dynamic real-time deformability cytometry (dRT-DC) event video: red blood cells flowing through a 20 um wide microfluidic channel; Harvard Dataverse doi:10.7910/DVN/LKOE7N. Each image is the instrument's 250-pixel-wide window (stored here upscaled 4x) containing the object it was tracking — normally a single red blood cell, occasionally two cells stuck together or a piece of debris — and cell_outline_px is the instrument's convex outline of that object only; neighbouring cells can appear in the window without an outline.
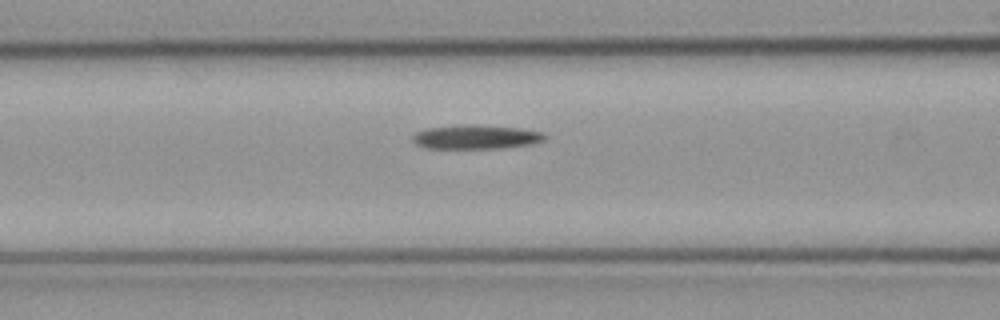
{"species": "common noctule bat (a hibernating species)", "species_latin": "Nyctalus noctula", "temperature_condition": "cold", "stored_images_in_passage": 40, "camera_frame_rate_fps": 3000, "um_per_image_px": 0.085, "animal": {"sex": "male", "body_mass_g": 23.1, "forearm_length_mm": 52.7}, "frame": {"image": 1, "passage_image": 18, "time_ms": 5.667, "image_size_px": [1000, 320], "cell_outline_px": [[548, 136], [544, 140], [532, 144], [504, 148], [428, 148], [416, 144], [412, 140], [412, 136], [416, 132], [424, 128], [468, 124], [520, 128], [544, 132]], "centroid_in_image_um": [40.48, 11.64], "position_along_channel_um": 126.1, "area_um2": 18.67}}
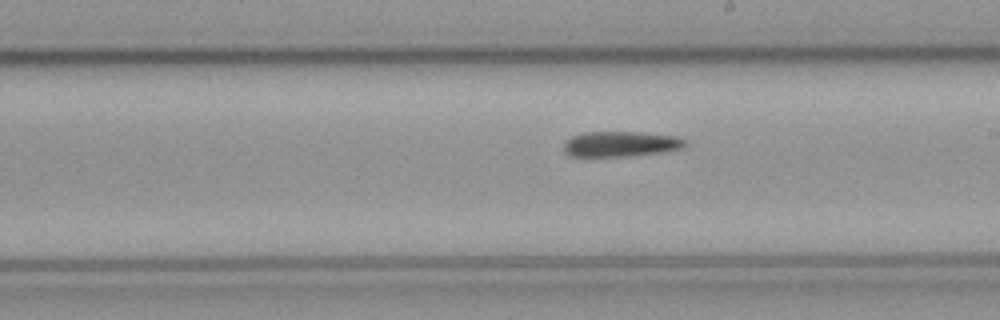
{"frame": {"image": 2, "passage_image": 27, "time_ms": 8.667, "image_size_px": [1000, 320], "cell_outline_px": [[688, 144], [684, 148], [664, 152], [628, 156], [572, 156], [564, 152], [564, 144], [572, 136], [584, 132], [640, 132], [676, 136], [688, 140]], "centroid_in_image_um": [52.83, 12.24], "position_along_channel_um": 236.2, "area_um2": 18.03}}
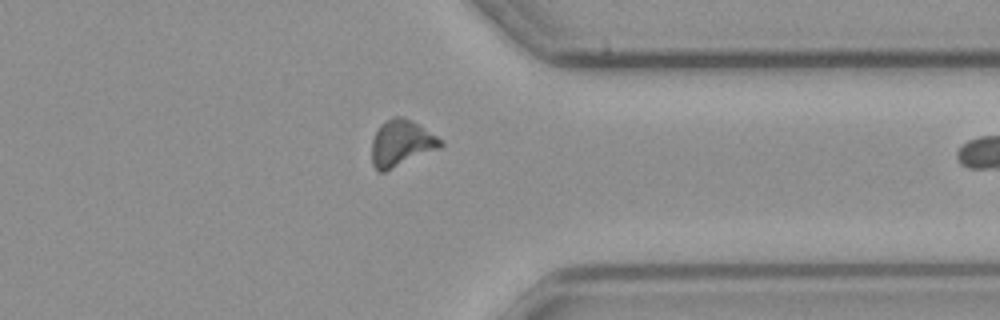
{"frame": {"image": 3, "passage_image": 39, "time_ms": 12.667, "image_size_px": [1000, 320], "cell_outline_px": [[444, 144], [440, 148], [384, 172], [380, 172], [372, 164], [372, 140], [380, 124], [392, 116], [400, 116], [412, 120], [420, 124], [444, 140]], "centroid_in_image_um": [34.14, 12.15], "position_along_channel_um": 377.3, "area_um2": 18.73}}